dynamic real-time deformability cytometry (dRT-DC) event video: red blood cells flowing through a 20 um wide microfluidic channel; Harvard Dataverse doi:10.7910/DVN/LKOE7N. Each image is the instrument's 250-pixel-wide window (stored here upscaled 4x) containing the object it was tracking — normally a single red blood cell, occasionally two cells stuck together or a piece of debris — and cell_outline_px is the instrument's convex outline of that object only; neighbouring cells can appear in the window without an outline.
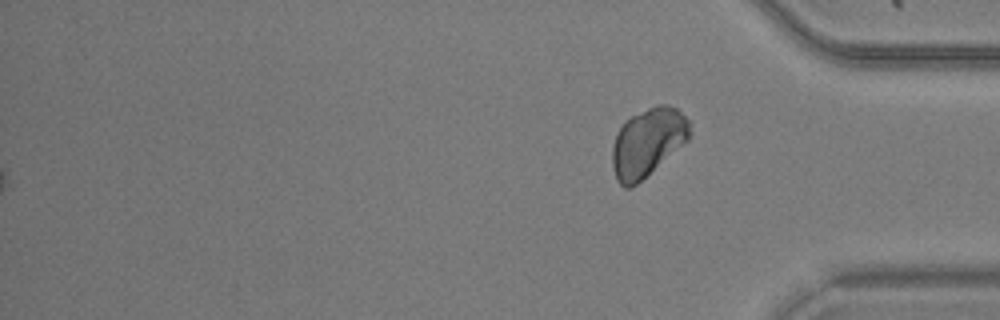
{"species": "common noctule bat (a hibernating species)", "species_latin": "Nyctalus noctula", "temperature_condition": "warm", "stored_images_in_passage": 39, "camera_frame_rate_fps": 3000, "um_per_image_px": 0.085, "animal": {"sex": "male", "body_mass_g": 20.5, "forearm_length_mm": 52.5}, "frame": {"image": 1, "passage_image": 39, "time_ms": 12.667, "image_size_px": [1000, 320], "cell_outline_px": [[692, 136], [688, 140], [632, 188], [624, 188], [616, 180], [612, 168], [612, 148], [616, 132], [624, 120], [656, 104], [668, 104], [676, 108], [692, 120]], "centroid_in_image_um": [55.07, 12.08], "position_along_channel_um": 380.1, "area_um2": 31.33}}